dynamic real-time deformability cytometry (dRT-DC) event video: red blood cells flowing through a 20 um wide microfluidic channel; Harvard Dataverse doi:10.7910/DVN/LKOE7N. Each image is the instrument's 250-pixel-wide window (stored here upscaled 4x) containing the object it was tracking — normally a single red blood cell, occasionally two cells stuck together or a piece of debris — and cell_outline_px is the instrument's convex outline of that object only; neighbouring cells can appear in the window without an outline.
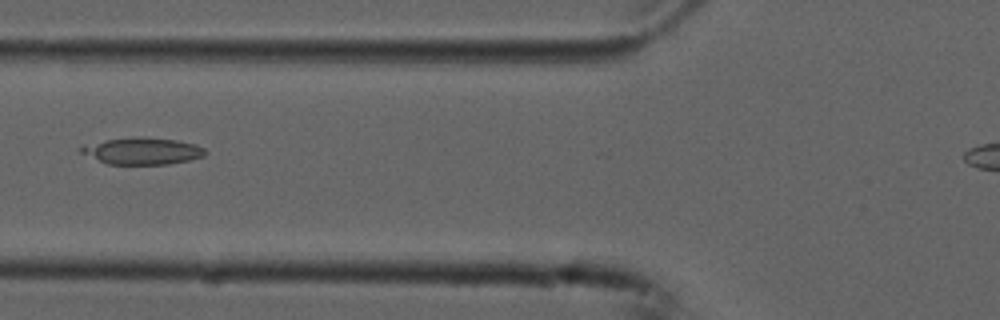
{"species": "common noctule bat (a hibernating species)", "species_latin": "Nyctalus noctula", "temperature_condition": "cold", "stored_images_in_passage": 4, "camera_frame_rate_fps": 3000, "um_per_image_px": 0.085, "animal": {"sex": "male", "forearm_length_mm": 52.5}, "frame": {"image": 1, "passage_image": 2, "time_ms": 0.333, "image_size_px": [1000, 320], "cell_outline_px": [[208, 152], [204, 156], [188, 160], [168, 164], [108, 164], [80, 152], [76, 148], [84, 144], [104, 140], [136, 136], [140, 136], [176, 140], [196, 144], [204, 148]], "centroid_in_image_um": [12.08, 12.82], "position_along_channel_um": 113.7, "area_um2": 19.54}}
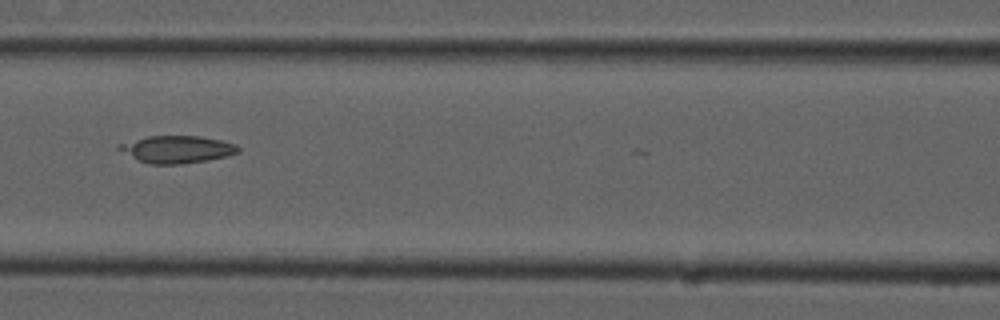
{"frame": {"image": 2, "passage_image": 3, "time_ms": 0.667, "image_size_px": [1000, 320], "cell_outline_px": [[240, 152], [208, 160], [180, 164], [148, 164], [116, 148], [120, 144], [148, 136], [200, 136], [220, 140], [236, 144], [240, 148]], "centroid_in_image_um": [15.09, 12.69], "position_along_channel_um": 151.5, "area_um2": 18.61}}
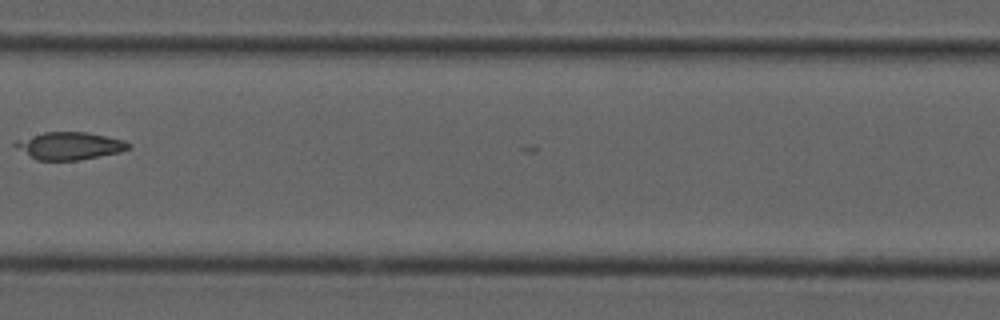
{"frame": {"image": 3, "passage_image": 4, "time_ms": 1.0, "image_size_px": [1000, 320], "cell_outline_px": [[132, 144], [128, 148], [120, 152], [80, 160], [36, 160], [12, 144], [16, 140], [44, 132], [84, 132], [124, 140]], "centroid_in_image_um": [5.91, 12.4], "position_along_channel_um": 201.5, "area_um2": 17.92}}